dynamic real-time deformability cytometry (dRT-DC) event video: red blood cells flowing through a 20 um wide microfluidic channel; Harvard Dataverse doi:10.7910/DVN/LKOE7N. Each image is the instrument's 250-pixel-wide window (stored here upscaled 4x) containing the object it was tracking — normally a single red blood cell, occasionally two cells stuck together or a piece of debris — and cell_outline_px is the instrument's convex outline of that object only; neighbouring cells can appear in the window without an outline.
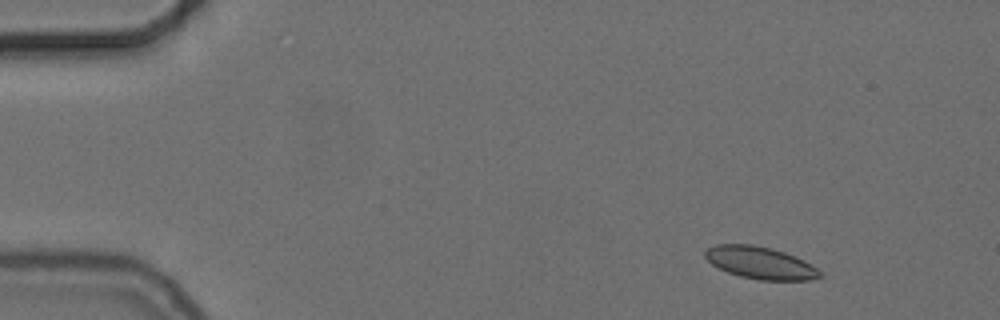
{"species": "common noctule bat (a hibernating species)", "species_latin": "Nyctalus noctula", "temperature_condition": "cold", "stored_images_in_passage": 54, "camera_frame_rate_fps": 3000, "um_per_image_px": 0.085, "animal": {"sex": "female", "body_mass_g": 24.6, "forearm_length_mm": 56.2}, "frame": {"image": 1, "passage_image": 5, "time_ms": 1.333, "image_size_px": [1000, 320], "cell_outline_px": [[824, 276], [812, 280], [760, 280], [740, 276], [728, 272], [712, 264], [704, 256], [704, 252], [708, 248], [716, 244], [752, 244], [772, 248], [784, 252], [804, 260], [812, 264], [824, 272]], "centroid_in_image_um": [64.68, 22.34], "position_along_channel_um": 20.3, "area_um2": 21.73}}
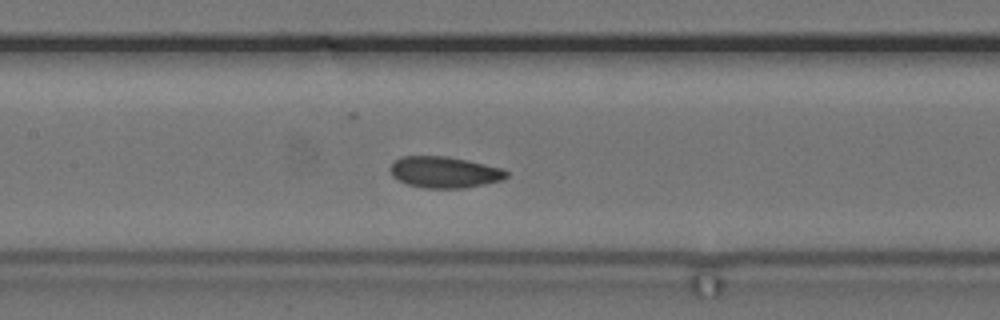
{"frame": {"image": 2, "passage_image": 25, "time_ms": 8.0, "image_size_px": [1000, 320], "cell_outline_px": [[508, 176], [500, 180], [484, 184], [464, 188], [424, 188], [408, 184], [396, 180], [392, 176], [392, 164], [400, 156], [448, 156], [504, 168], [508, 172]], "centroid_in_image_um": [37.79, 14.63], "position_along_channel_um": 169.6, "area_um2": 21.15}}
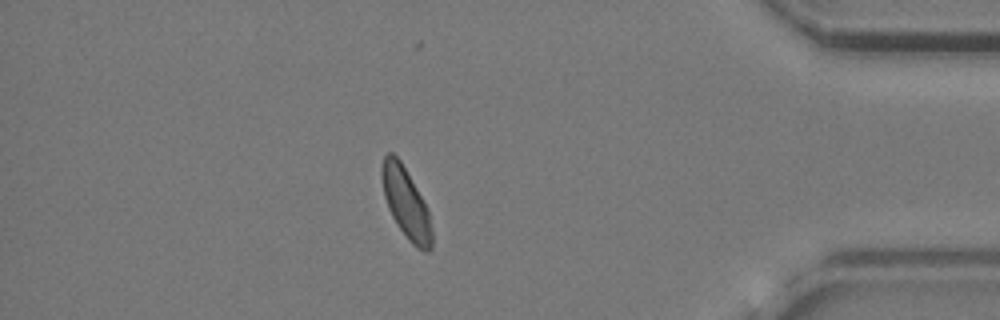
{"frame": {"image": 3, "passage_image": 47, "time_ms": 15.333, "image_size_px": [1000, 320], "cell_outline_px": [[432, 248], [428, 252], [424, 252], [416, 248], [408, 240], [396, 224], [388, 208], [384, 196], [380, 176], [380, 168], [384, 156], [388, 152], [392, 152], [400, 160], [428, 208], [432, 228]], "centroid_in_image_um": [34.5, 17.28], "position_along_channel_um": 400.7, "area_um2": 20.81}, "authors_computed_cell_mechanics": {"area_um2": 21.2704, "velocity_mm_per_s": 3.6731, "shape_relaxation_time_tau1_ms": null, "shape_relaxation_time_tau2_ms": 2.107, "deformation_change_tau1": null, "deformation_change_tau2": 0.0539}}